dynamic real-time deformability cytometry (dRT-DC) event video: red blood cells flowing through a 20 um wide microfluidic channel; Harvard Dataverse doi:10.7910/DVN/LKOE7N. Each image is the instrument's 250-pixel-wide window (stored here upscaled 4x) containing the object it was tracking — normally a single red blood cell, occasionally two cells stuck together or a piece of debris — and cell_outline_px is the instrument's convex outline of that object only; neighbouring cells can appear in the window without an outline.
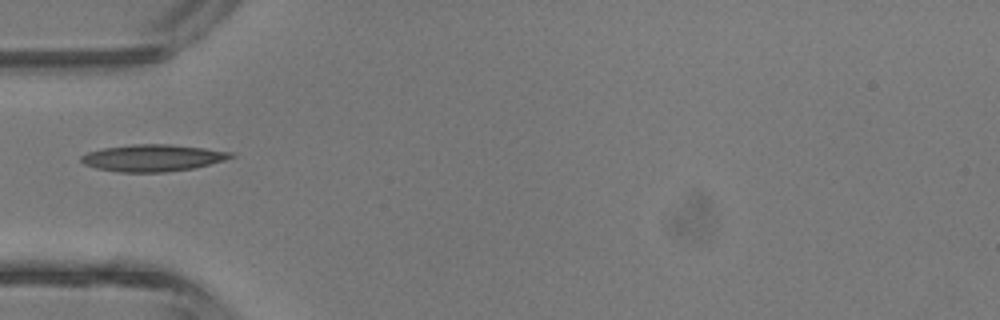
{"species": "common noctule bat (a hibernating species)", "species_latin": "Nyctalus noctula", "temperature_condition": "room temperature", "stored_images_in_passage": 1, "camera_frame_rate_fps": 3000, "um_per_image_px": 0.085, "animal": {"sex": "male", "body_mass_g": 13.3}, "frame": {"image": 1, "passage_image": 1, "time_ms": 0.0, "image_size_px": [1000, 320], "cell_outline_px": [[236, 156], [224, 160], [192, 168], [164, 172], [116, 172], [96, 168], [84, 164], [80, 160], [80, 156], [88, 152], [104, 148], [132, 144], [168, 144], [204, 148], [232, 152]], "centroid_in_image_um": [12.95, 13.42], "position_along_channel_um": 72.0, "area_um2": 23.29}}